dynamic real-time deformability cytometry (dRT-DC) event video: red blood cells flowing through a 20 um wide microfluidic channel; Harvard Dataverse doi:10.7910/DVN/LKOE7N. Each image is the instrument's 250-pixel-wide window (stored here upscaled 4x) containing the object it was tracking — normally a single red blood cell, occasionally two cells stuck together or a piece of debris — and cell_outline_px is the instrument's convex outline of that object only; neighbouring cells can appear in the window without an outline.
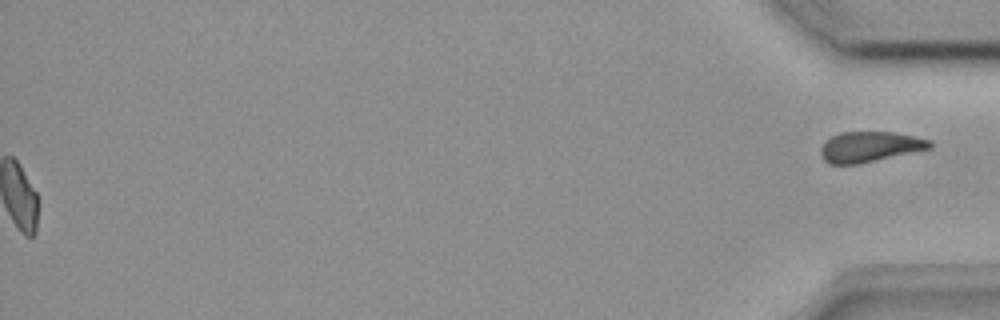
{"species": "common noctule bat (a hibernating species)", "species_latin": "Nyctalus noctula", "temperature_condition": "room temperature", "stored_images_in_passage": 48, "segment_of_instrument_passage": [2, 2], "camera_frame_rate_fps": 3000, "um_per_image_px": 0.085, "animal": {"sex": "female", "body_mass_g": 18.4}, "frame": {"image": 1, "passage_image": 48, "time_ms": 15.667, "image_size_px": [1000, 320], "cell_outline_px": [[932, 148], [860, 164], [828, 164], [824, 160], [820, 152], [820, 148], [824, 140], [840, 132], [892, 132], [916, 136], [932, 140]], "centroid_in_image_um": [73.93, 12.47], "position_along_channel_um": 361.3, "area_um2": 19.59}}